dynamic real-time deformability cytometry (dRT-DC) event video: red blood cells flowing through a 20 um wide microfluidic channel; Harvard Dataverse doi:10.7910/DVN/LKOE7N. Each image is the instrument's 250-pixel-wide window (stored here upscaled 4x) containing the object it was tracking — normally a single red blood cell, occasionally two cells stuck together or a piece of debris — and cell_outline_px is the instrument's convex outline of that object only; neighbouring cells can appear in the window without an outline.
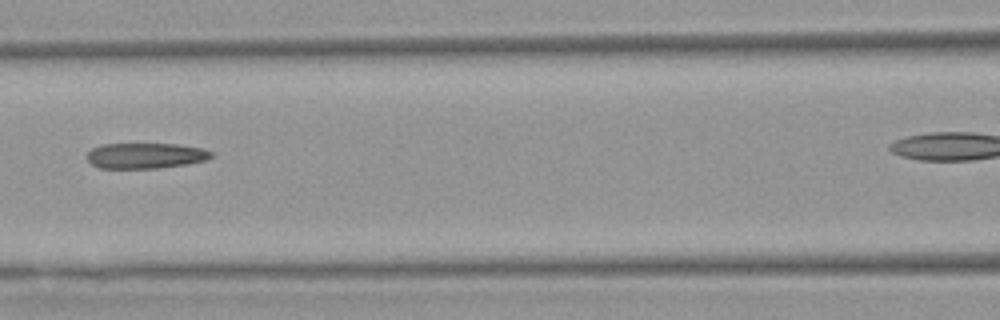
{"species": "Egyptian fruit bat (a non-hibernating species)", "species_latin": "Rousettus aegyptiacus", "temperature_condition": "warm", "stored_images_in_passage": 6, "segment_of_instrument_passage": [1, 2], "camera_frame_rate_fps": 3000, "um_per_image_px": 0.085, "animal": {"sex": "female"}, "frame": {"image": 1, "passage_image": 4, "time_ms": 3.667, "image_size_px": [1000, 320], "cell_outline_px": [[212, 156], [208, 160], [188, 164], [156, 168], [100, 168], [92, 164], [88, 160], [88, 152], [92, 148], [100, 144], [176, 144], [204, 148], [212, 152]], "centroid_in_image_um": [12.4, 13.23], "position_along_channel_um": 154.2, "area_um2": 18.55}}
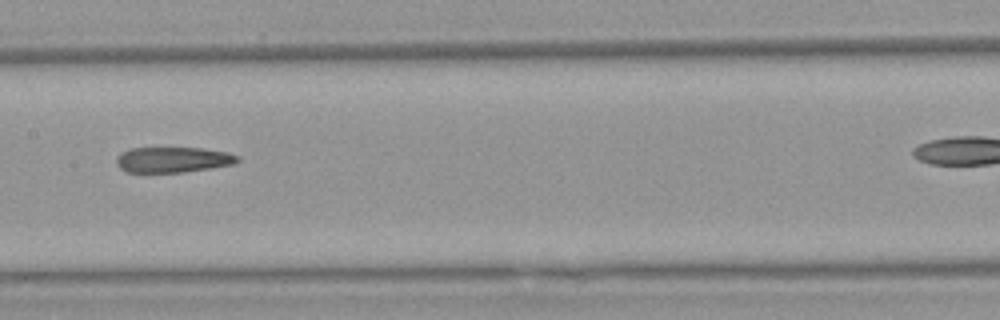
{"frame": {"image": 2, "passage_image": 5, "time_ms": 4.667, "image_size_px": [1000, 320], "cell_outline_px": [[240, 160], [232, 164], [212, 168], [184, 172], [128, 172], [120, 168], [116, 164], [116, 156], [120, 152], [132, 148], [204, 148], [228, 152], [240, 156]], "centroid_in_image_um": [14.71, 13.57], "position_along_channel_um": 192.7, "area_um2": 18.15}}